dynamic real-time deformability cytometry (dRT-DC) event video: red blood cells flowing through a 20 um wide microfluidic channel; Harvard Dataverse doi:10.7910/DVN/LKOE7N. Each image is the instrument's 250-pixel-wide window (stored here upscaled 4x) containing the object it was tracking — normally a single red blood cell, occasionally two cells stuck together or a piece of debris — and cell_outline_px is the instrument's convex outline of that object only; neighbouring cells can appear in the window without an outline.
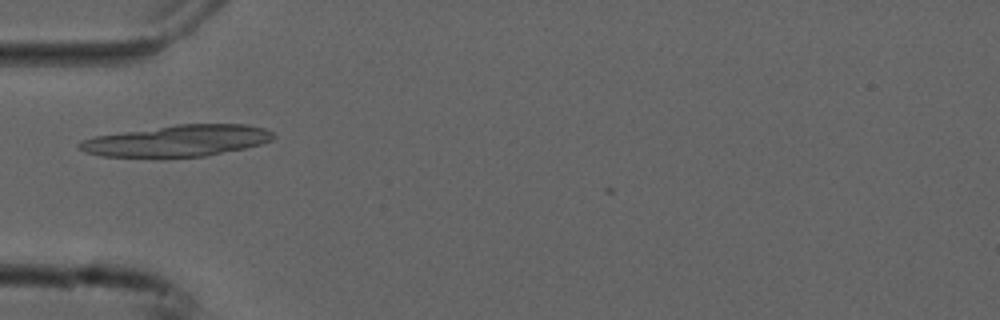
{"species": "common noctule bat (a hibernating species)", "species_latin": "Nyctalus noctula", "temperature_condition": "cold", "stored_images_in_passage": 31, "camera_frame_rate_fps": 3000, "um_per_image_px": 0.085, "animal": {"sex": "male", "forearm_length_mm": 52.5}, "frame": {"image": 1, "passage_image": 1, "time_ms": 0.0, "image_size_px": [1000, 320], "cell_outline_px": [[276, 136], [272, 140], [260, 144], [244, 148], [204, 156], [100, 156], [84, 152], [76, 144], [80, 140], [96, 136], [176, 124], [248, 124], [264, 128], [272, 132]], "centroid_in_image_um": [15.09, 11.95], "position_along_channel_um": 69.9, "area_um2": 35.03}}
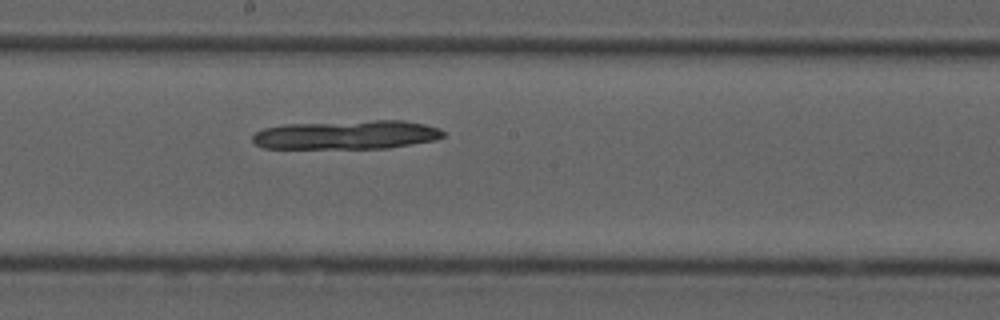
{"frame": {"image": 2, "passage_image": 13, "time_ms": 4.0, "image_size_px": [1000, 320], "cell_outline_px": [[444, 136], [436, 140], [388, 148], [264, 148], [256, 144], [252, 140], [252, 136], [256, 132], [264, 128], [284, 124], [372, 120], [404, 120], [424, 124], [440, 128], [444, 132]], "centroid_in_image_um": [29.49, 11.45], "position_along_channel_um": 218.7, "area_um2": 32.19}}
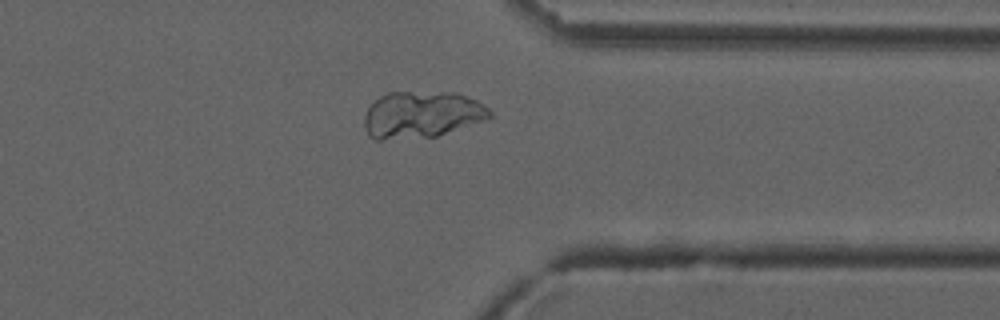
{"frame": {"image": 3, "passage_image": 26, "time_ms": 8.333, "image_size_px": [1000, 320], "cell_outline_px": [[492, 116], [488, 120], [436, 136], [380, 140], [376, 140], [368, 136], [364, 128], [364, 116], [368, 108], [380, 96], [388, 92], [456, 92], [476, 100], [488, 108], [492, 112]], "centroid_in_image_um": [35.85, 9.75], "position_along_channel_um": 375.5, "area_um2": 34.39}}